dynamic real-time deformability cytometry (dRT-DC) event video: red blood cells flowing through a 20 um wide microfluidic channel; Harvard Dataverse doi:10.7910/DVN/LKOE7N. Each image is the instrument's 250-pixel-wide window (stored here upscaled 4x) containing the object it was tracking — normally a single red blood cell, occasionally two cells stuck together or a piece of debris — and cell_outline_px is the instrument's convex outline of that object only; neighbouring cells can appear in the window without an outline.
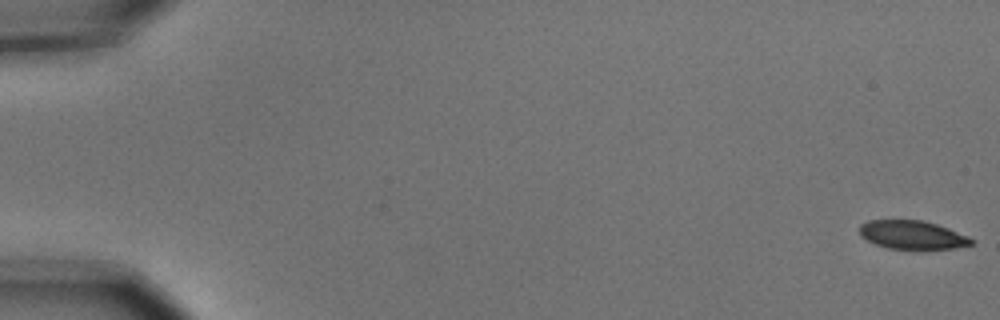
{"species": "common noctule bat (a hibernating species)", "species_latin": "Nyctalus noctula", "temperature_condition": "cold", "stored_images_in_passage": 56, "camera_frame_rate_fps": 3000, "um_per_image_px": 0.085, "animal": {"sex": "male", "body_mass_g": 15.6}, "frame": {"image": 1, "passage_image": 1, "time_ms": 0.0, "image_size_px": [1000, 320], "cell_outline_px": [[976, 240], [972, 244], [956, 248], [924, 252], [916, 252], [888, 248], [876, 244], [860, 236], [860, 224], [868, 220], [924, 220], [948, 228], [968, 236]], "centroid_in_image_um": [77.59, 20.02], "position_along_channel_um": 7.4, "area_um2": 19.48}}
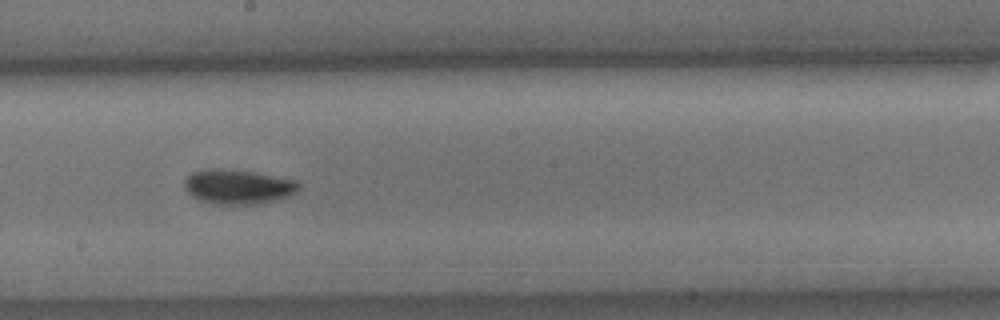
{"frame": {"image": 2, "passage_image": 32, "time_ms": 10.333, "image_size_px": [1000, 320], "cell_outline_px": [[300, 188], [296, 192], [288, 196], [260, 204], [216, 204], [200, 200], [192, 196], [184, 188], [184, 180], [192, 172], [208, 168], [220, 168], [256, 172], [296, 180], [300, 184]], "centroid_in_image_um": [20.23, 15.86], "position_along_channel_um": 228.0, "area_um2": 23.18}}
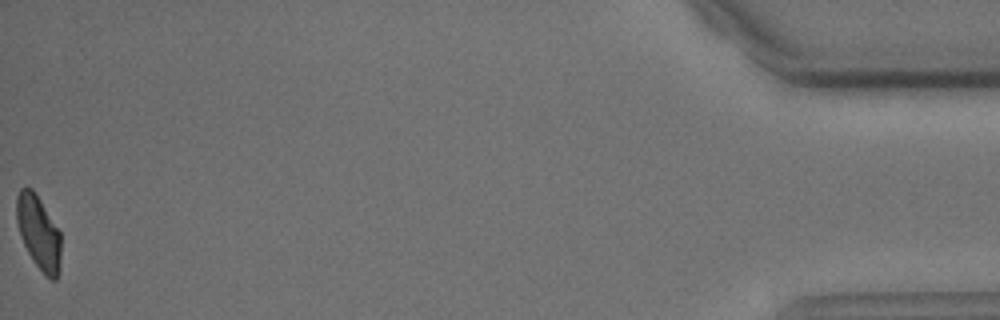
{"frame": {"image": 3, "passage_image": 56, "time_ms": 18.333, "image_size_px": [1000, 320], "cell_outline_px": [[60, 268], [56, 280], [52, 280], [44, 276], [32, 260], [20, 236], [16, 220], [16, 196], [20, 188], [24, 184], [32, 188], [40, 200], [60, 232]], "centroid_in_image_um": [3.26, 19.76], "position_along_channel_um": 431.9, "area_um2": 19.31}, "authors_computed_cell_mechanics": {"area_um2": 20.8658, "velocity_mm_per_s": 3.6786, "shape_relaxation_time_tau1_ms": 3.3482, "shape_relaxation_time_tau2_ms": 8.4126, "deformation_change_tau1": 0.1062, "deformation_change_tau2": 0.1063}}